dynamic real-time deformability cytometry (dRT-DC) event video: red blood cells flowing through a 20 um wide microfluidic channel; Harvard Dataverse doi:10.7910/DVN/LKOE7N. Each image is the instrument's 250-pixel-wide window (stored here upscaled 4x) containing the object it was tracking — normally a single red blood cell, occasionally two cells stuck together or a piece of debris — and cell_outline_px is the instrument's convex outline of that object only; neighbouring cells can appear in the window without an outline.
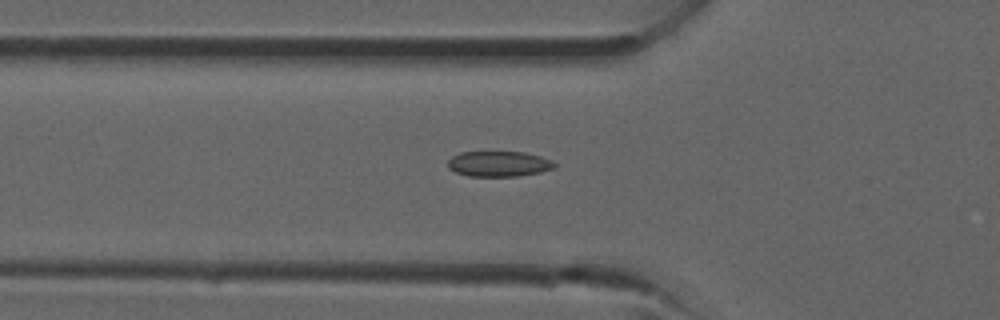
{"species": "common noctule bat (a hibernating species)", "species_latin": "Nyctalus noctula", "temperature_condition": "room temperature", "stored_images_in_passage": 23, "camera_frame_rate_fps": 3000, "um_per_image_px": 0.085, "animal": {"sex": "male", "forearm_length_mm": 52.5}, "frame": {"image": 1, "passage_image": 2, "time_ms": 0.333, "image_size_px": [1000, 320], "cell_outline_px": [[556, 168], [540, 172], [516, 176], [468, 176], [456, 172], [448, 168], [448, 160], [452, 156], [460, 152], [524, 152], [540, 156], [552, 160], [556, 164]], "centroid_in_image_um": [42.4, 13.92], "position_along_channel_um": 83.4, "area_um2": 15.84}}
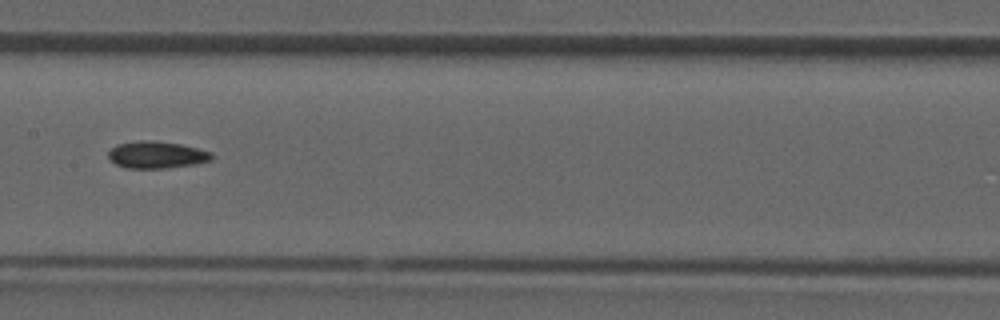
{"frame": {"image": 2, "passage_image": 8, "time_ms": 2.333, "image_size_px": [1000, 320], "cell_outline_px": [[216, 156], [212, 160], [196, 164], [168, 168], [128, 168], [116, 164], [108, 156], [108, 152], [116, 144], [140, 140], [156, 140], [180, 144], [212, 152]], "centroid_in_image_um": [13.36, 13.15], "position_along_channel_um": 194.0, "area_um2": 16.42}}
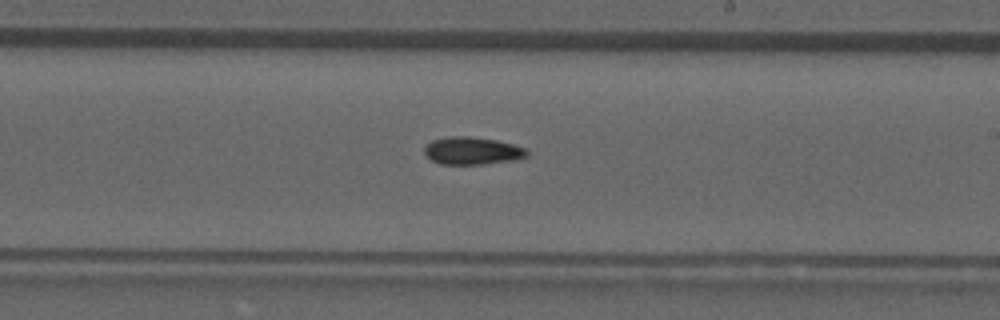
{"frame": {"image": 3, "passage_image": 11, "time_ms": 3.333, "image_size_px": [1000, 320], "cell_outline_px": [[528, 156], [516, 160], [480, 164], [440, 164], [432, 160], [424, 152], [424, 148], [432, 140], [452, 136], [468, 136], [496, 140], [528, 148]], "centroid_in_image_um": [40.18, 12.82], "position_along_channel_um": 248.8, "area_um2": 16.42}}